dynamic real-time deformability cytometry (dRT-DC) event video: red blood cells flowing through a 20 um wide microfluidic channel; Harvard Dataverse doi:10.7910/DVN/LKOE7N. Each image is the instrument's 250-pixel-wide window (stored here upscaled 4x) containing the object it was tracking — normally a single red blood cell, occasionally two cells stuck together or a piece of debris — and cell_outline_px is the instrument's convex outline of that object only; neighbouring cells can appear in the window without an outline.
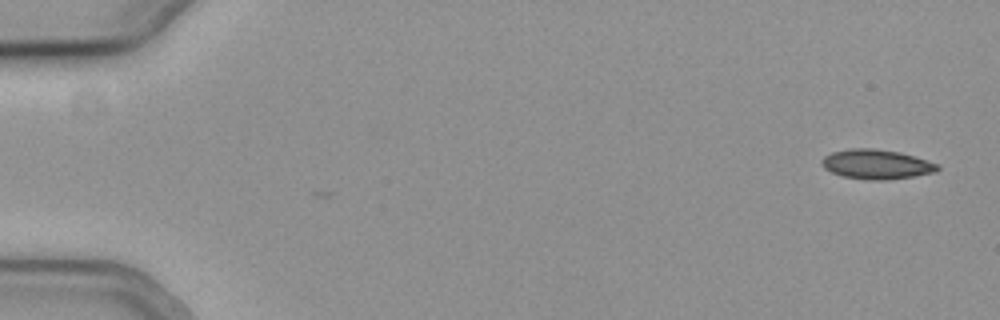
{"species": "common noctule bat (a hibernating species)", "species_latin": "Nyctalus noctula", "temperature_condition": "cold", "stored_images_in_passage": 54, "camera_frame_rate_fps": 3000, "um_per_image_px": 0.085, "animal": {"sex": "female", "body_mass_g": 19.3, "forearm_length_mm": 54.1}, "frame": {"image": 1, "passage_image": 1, "time_ms": 0.0, "image_size_px": [1000, 320], "cell_outline_px": [[940, 168], [936, 172], [916, 176], [888, 180], [868, 180], [844, 176], [832, 172], [824, 168], [820, 164], [820, 160], [824, 156], [832, 152], [848, 148], [876, 148], [900, 152], [940, 164]], "centroid_in_image_um": [74.51, 13.96], "position_along_channel_um": 10.5, "area_um2": 20.23}}
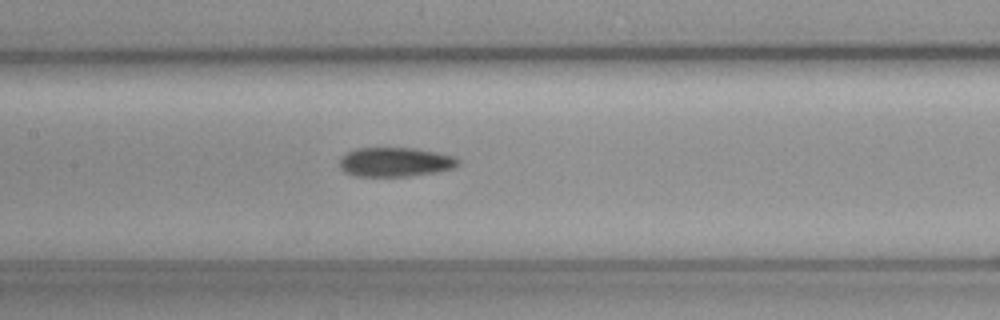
{"frame": {"image": 2, "passage_image": 26, "time_ms": 8.333, "image_size_px": [1000, 320], "cell_outline_px": [[460, 164], [452, 168], [436, 172], [408, 176], [356, 176], [344, 172], [340, 168], [340, 160], [348, 152], [356, 148], [416, 148], [456, 156], [460, 160]], "centroid_in_image_um": [33.62, 13.77], "position_along_channel_um": 173.8, "area_um2": 20.23}}
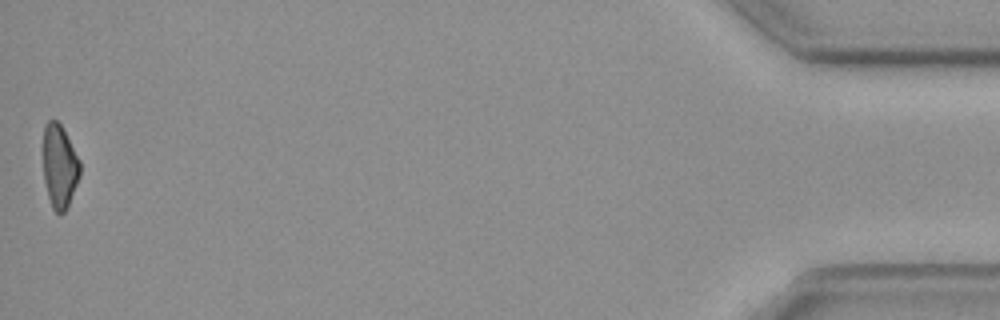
{"frame": {"image": 3, "passage_image": 54, "time_ms": 17.667, "image_size_px": [1000, 320], "cell_outline_px": [[80, 176], [68, 208], [64, 212], [56, 212], [52, 208], [48, 196], [44, 180], [44, 124], [48, 120], [56, 120], [60, 124], [80, 160]], "centroid_in_image_um": [5.07, 14.16], "position_along_channel_um": 430.1, "area_um2": 17.8}, "authors_computed_cell_mechanics": {"area_um2": 20.1433, "velocity_mm_per_s": 3.7944, "shape_relaxation_time_tau1_ms": null, "shape_relaxation_time_tau2_ms": 3.4443, "deformation_change_tau1": null, "deformation_change_tau2": 0.1}}